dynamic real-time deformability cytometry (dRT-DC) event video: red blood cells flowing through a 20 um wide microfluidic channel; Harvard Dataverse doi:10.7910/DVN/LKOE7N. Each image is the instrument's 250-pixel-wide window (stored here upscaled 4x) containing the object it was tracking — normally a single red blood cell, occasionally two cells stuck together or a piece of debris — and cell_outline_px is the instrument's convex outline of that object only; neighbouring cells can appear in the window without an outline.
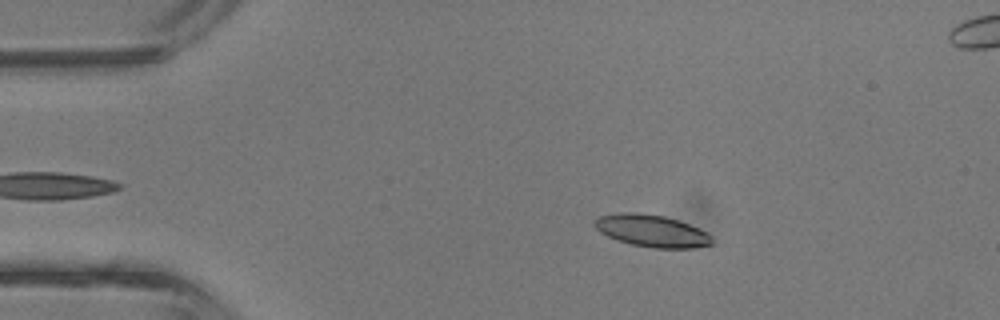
{"species": "common noctule bat (a hibernating species)", "species_latin": "Nyctalus noctula", "temperature_condition": "room temperature", "stored_images_in_passage": 44, "segment_of_instrument_passage": [1, 2], "camera_frame_rate_fps": 3000, "um_per_image_px": 0.085, "animal": {"sex": "male", "body_mass_g": 13.3}, "frame": {"image": 1, "passage_image": 8, "time_ms": 2.333, "image_size_px": [1000, 320], "cell_outline_px": [[712, 244], [692, 248], [652, 248], [632, 244], [608, 236], [600, 232], [592, 224], [600, 216], [620, 212], [636, 212], [664, 216], [700, 228], [712, 236]], "centroid_in_image_um": [55.4, 19.62], "position_along_channel_um": 29.6, "area_um2": 21.79}}
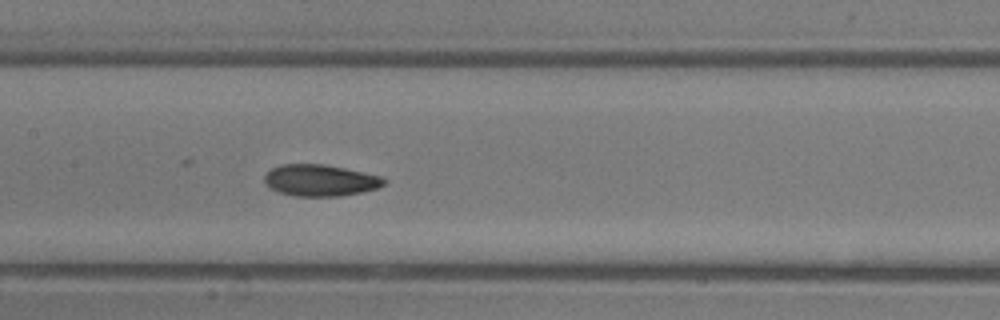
{"frame": {"image": 2, "passage_image": 21, "time_ms": 6.667, "image_size_px": [1000, 320], "cell_outline_px": [[384, 184], [376, 188], [360, 192], [340, 196], [292, 196], [268, 188], [264, 180], [264, 176], [272, 168], [280, 164], [324, 164], [344, 168], [380, 176], [384, 180]], "centroid_in_image_um": [27.15, 15.33], "position_along_channel_um": 180.2, "area_um2": 21.79}}
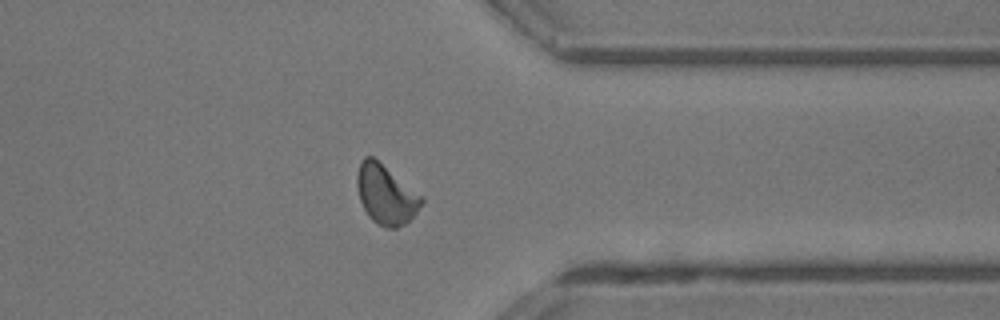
{"frame": {"image": 3, "passage_image": 34, "time_ms": 11.0, "image_size_px": [1000, 320], "cell_outline_px": [[424, 200], [416, 212], [404, 224], [396, 228], [388, 228], [372, 220], [368, 216], [360, 200], [356, 184], [356, 176], [360, 164], [364, 156], [372, 156], [424, 196]], "centroid_in_image_um": [32.8, 16.52], "position_along_channel_um": 378.6, "area_um2": 22.14}}